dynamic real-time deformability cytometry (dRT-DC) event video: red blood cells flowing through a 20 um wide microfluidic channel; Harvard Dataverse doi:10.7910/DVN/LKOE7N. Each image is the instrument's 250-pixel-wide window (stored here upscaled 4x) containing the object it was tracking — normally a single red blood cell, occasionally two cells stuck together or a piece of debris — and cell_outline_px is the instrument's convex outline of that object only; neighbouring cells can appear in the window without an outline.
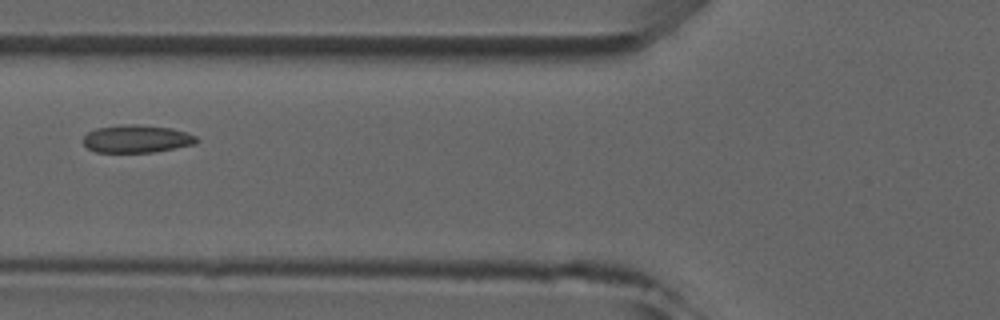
{"species": "common noctule bat (a hibernating species)", "species_latin": "Nyctalus noctula", "temperature_condition": "room temperature", "stored_images_in_passage": 5, "camera_frame_rate_fps": 3000, "um_per_image_px": 0.085, "animal": {"sex": "male", "forearm_length_mm": 52.5}, "frame": {"image": 1, "passage_image": 4, "time_ms": 4.333, "image_size_px": [1000, 320], "cell_outline_px": [[200, 140], [196, 144], [156, 152], [96, 152], [88, 148], [84, 144], [84, 136], [88, 132], [96, 128], [120, 124], [136, 124], [172, 128], [188, 132], [196, 136]], "centroid_in_image_um": [11.66, 11.79], "position_along_channel_um": 114.1, "area_um2": 18.55}}
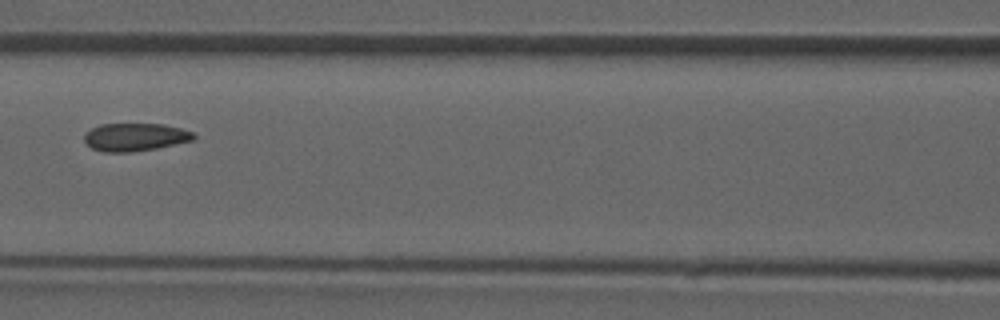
{"frame": {"image": 2, "passage_image": 5, "time_ms": 5.333, "image_size_px": [1000, 320], "cell_outline_px": [[196, 136], [192, 140], [156, 148], [128, 152], [104, 152], [92, 148], [84, 140], [84, 132], [100, 124], [164, 124], [180, 128], [192, 132]], "centroid_in_image_um": [11.45, 11.64], "position_along_channel_um": 155.2, "area_um2": 17.63}}